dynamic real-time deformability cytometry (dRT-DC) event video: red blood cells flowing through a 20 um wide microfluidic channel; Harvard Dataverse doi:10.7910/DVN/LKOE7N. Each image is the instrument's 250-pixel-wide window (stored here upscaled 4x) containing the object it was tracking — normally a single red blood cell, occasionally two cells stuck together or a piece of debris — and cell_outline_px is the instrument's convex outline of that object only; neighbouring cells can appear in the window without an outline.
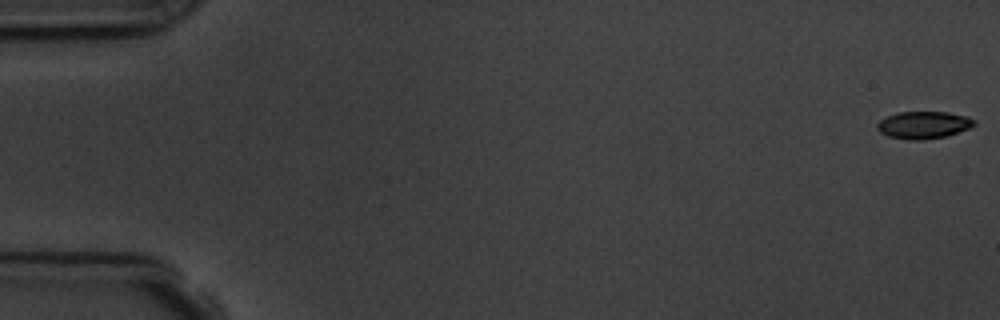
{"species": "common noctule bat (a hibernating species)", "species_latin": "Nyctalus noctula", "temperature_condition": "room temperature", "stored_images_in_passage": 5, "camera_frame_rate_fps": 3000, "um_per_image_px": 0.085, "animal": {"sex": "male", "body_mass_g": 19.5, "forearm_length_mm": 54.6}, "frame": {"image": 1, "passage_image": 1, "time_ms": 0.0, "image_size_px": [1000, 320], "cell_outline_px": [[976, 124], [968, 128], [948, 136], [924, 140], [908, 140], [888, 136], [880, 132], [876, 128], [876, 124], [880, 120], [888, 116], [900, 112], [948, 112], [968, 116], [976, 120]], "centroid_in_image_um": [78.52, 10.63], "position_along_channel_um": 6.5, "area_um2": 15.55}}
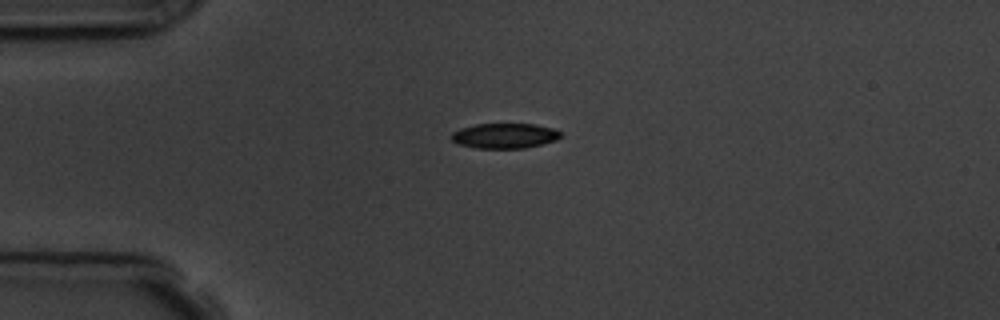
{"frame": {"image": 2, "passage_image": 4, "time_ms": 4.333, "image_size_px": [1000, 320], "cell_outline_px": [[560, 136], [556, 140], [524, 148], [476, 148], [456, 144], [452, 140], [452, 132], [460, 128], [476, 124], [536, 124], [556, 128], [560, 132]], "centroid_in_image_um": [42.88, 11.53], "position_along_channel_um": 42.1, "area_um2": 16.01}}